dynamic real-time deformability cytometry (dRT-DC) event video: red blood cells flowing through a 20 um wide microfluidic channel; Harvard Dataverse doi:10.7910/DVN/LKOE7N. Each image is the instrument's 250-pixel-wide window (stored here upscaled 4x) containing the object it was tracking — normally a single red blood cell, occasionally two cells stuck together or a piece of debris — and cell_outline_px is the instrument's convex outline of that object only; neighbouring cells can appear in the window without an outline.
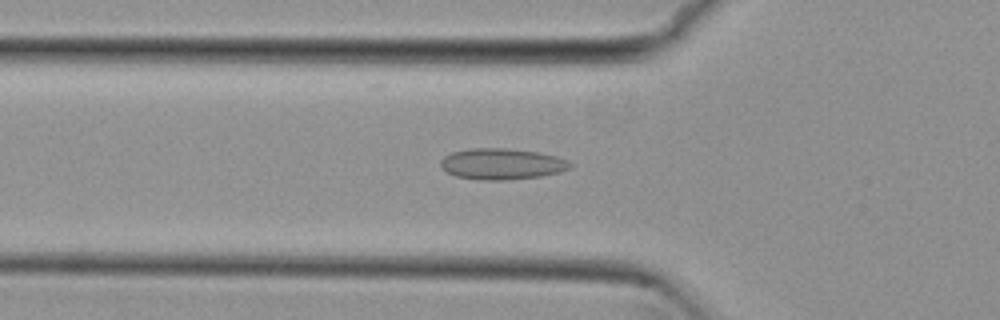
{"species": "common noctule bat (a hibernating species)", "species_latin": "Nyctalus noctula", "temperature_condition": "cold", "stored_images_in_passage": 41, "camera_frame_rate_fps": 3000, "um_per_image_px": 0.085, "animal": {"sex": "female", "body_mass_g": 29.2, "forearm_length_mm": 56.3}, "frame": {"image": 1, "passage_image": 6, "time_ms": 1.667, "image_size_px": [1000, 320], "cell_outline_px": [[572, 168], [560, 172], [540, 176], [508, 180], [480, 180], [456, 176], [448, 172], [440, 164], [440, 160], [444, 156], [452, 152], [472, 148], [504, 148], [536, 152], [556, 156], [572, 164]], "centroid_in_image_um": [42.65, 13.94], "position_along_channel_um": 83.2, "area_um2": 23.29}}
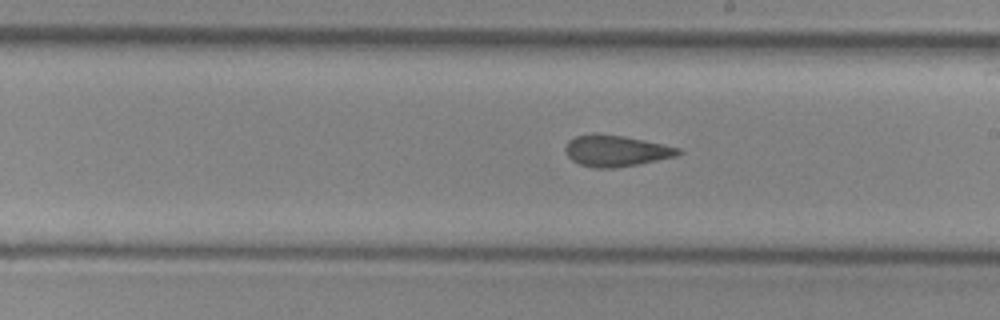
{"frame": {"image": 2, "passage_image": 18, "time_ms": 5.667, "image_size_px": [1000, 320], "cell_outline_px": [[684, 152], [676, 156], [640, 164], [616, 168], [596, 168], [580, 164], [572, 160], [568, 156], [564, 148], [568, 140], [576, 136], [592, 132], [596, 132], [624, 136], [664, 144], [680, 148]], "centroid_in_image_um": [52.36, 12.8], "position_along_channel_um": 236.6, "area_um2": 20.87}}
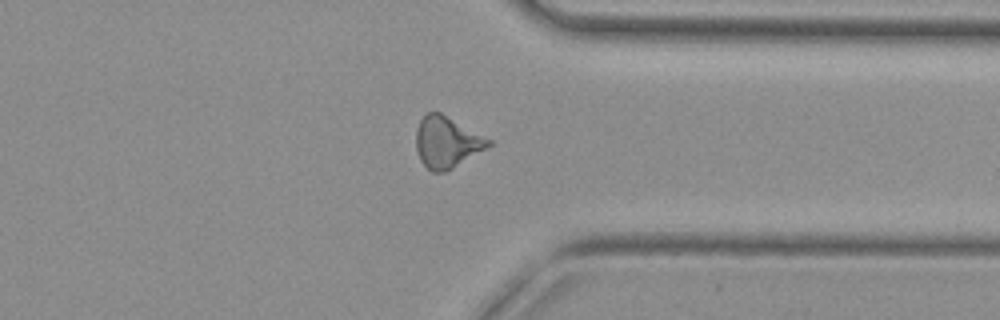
{"frame": {"image": 3, "passage_image": 29, "time_ms": 9.333, "image_size_px": [1000, 320], "cell_outline_px": [[492, 144], [452, 168], [444, 172], [432, 172], [420, 160], [416, 148], [416, 128], [420, 120], [428, 112], [440, 112], [492, 140]], "centroid_in_image_um": [37.95, 12.07], "position_along_channel_um": 373.4, "area_um2": 21.33}, "authors_computed_cell_mechanics": {"area_um2": 21.0392, "velocity_mm_per_s": 3.8204, "shape_relaxation_time_tau1_ms": null, "shape_relaxation_time_tau2_ms": 2.5883, "deformation_change_tau1": null, "deformation_change_tau2": 0.0931}}